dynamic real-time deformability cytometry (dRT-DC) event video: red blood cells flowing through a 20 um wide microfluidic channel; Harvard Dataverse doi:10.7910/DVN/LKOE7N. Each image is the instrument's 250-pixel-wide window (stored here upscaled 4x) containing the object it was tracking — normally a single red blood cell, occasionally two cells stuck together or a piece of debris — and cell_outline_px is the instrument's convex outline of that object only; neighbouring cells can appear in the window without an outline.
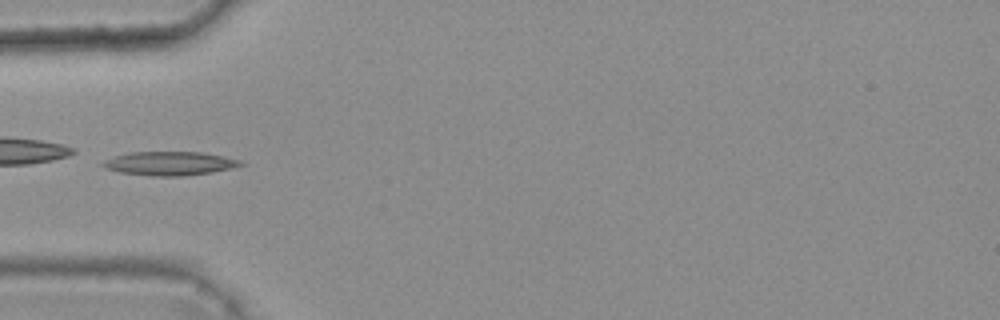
{"species": "common noctule bat (a hibernating species)", "species_latin": "Nyctalus noctula", "temperature_condition": "warm", "stored_images_in_passage": 4, "camera_frame_rate_fps": 3000, "um_per_image_px": 0.085, "animal": {"sex": "female", "body_mass_g": 25.1}, "frame": {"image": 1, "passage_image": 4, "time_ms": 1.0, "image_size_px": [1000, 320], "cell_outline_px": [[248, 164], [232, 168], [212, 172], [184, 176], [152, 176], [120, 172], [108, 168], [100, 164], [104, 160], [112, 156], [132, 152], [204, 152], [224, 156], [240, 160]], "centroid_in_image_um": [14.47, 13.89], "position_along_channel_um": 70.5, "area_um2": 19.19}}